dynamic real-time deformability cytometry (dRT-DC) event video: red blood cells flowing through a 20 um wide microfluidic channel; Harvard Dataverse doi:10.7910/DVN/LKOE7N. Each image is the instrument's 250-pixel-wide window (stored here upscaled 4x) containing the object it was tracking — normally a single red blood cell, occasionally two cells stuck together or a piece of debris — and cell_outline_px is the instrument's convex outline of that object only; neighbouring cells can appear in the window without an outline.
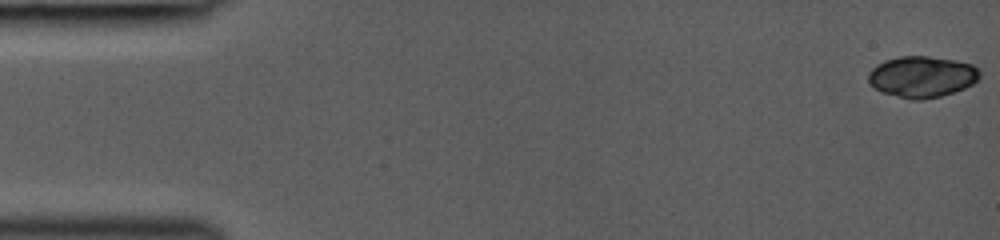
{"species": "common noctule bat (a hibernating species)", "species_latin": "Nyctalus noctula", "temperature_condition": "room temperature", "stored_images_in_passage": 22, "camera_frame_rate_fps": 3000, "um_per_image_px": 0.085, "animal": {"sex": "female", "body_mass_g": 19.0, "forearm_length_mm": 53.3}, "frame": {"image": 1, "passage_image": 1, "time_ms": 0.0, "image_size_px": [1000, 240], "cell_outline_px": [[980, 76], [972, 84], [964, 88], [940, 96], [920, 100], [912, 100], [880, 92], [868, 80], [868, 72], [876, 64], [884, 60], [900, 56], [928, 56], [956, 60], [972, 64], [980, 72]], "centroid_in_image_um": [78.34, 6.51], "position_along_channel_um": 6.7, "area_um2": 26.76}}
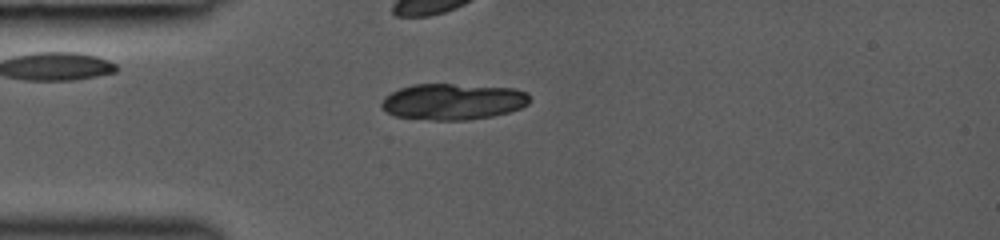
{"frame": {"image": 2, "passage_image": 9, "time_ms": 4.0, "image_size_px": [1000, 240], "cell_outline_px": [[528, 104], [520, 108], [508, 112], [492, 116], [468, 120], [432, 120], [396, 116], [388, 112], [380, 104], [384, 96], [400, 88], [412, 84], [452, 84], [516, 88], [528, 92]], "centroid_in_image_um": [38.51, 8.63], "position_along_channel_um": 46.5, "area_um2": 31.21}}
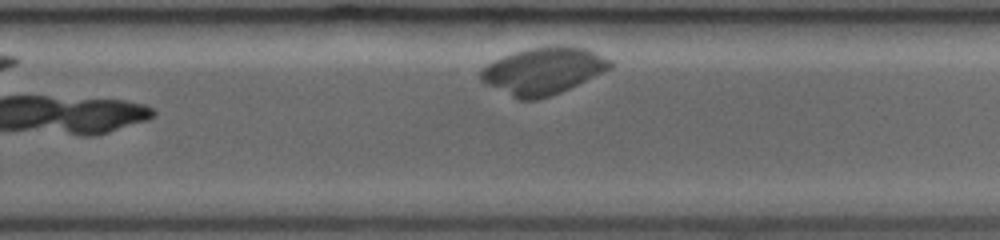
{"frame": {"image": 3, "passage_image": 22, "time_ms": 10.667, "image_size_px": [1000, 240], "cell_outline_px": [[612, 68], [560, 92], [536, 100], [520, 100], [480, 80], [480, 72], [488, 64], [504, 56], [528, 48], [552, 44], [568, 44], [588, 48], [612, 60]], "centroid_in_image_um": [46.24, 5.98], "position_along_channel_um": 283.6, "area_um2": 35.32}}